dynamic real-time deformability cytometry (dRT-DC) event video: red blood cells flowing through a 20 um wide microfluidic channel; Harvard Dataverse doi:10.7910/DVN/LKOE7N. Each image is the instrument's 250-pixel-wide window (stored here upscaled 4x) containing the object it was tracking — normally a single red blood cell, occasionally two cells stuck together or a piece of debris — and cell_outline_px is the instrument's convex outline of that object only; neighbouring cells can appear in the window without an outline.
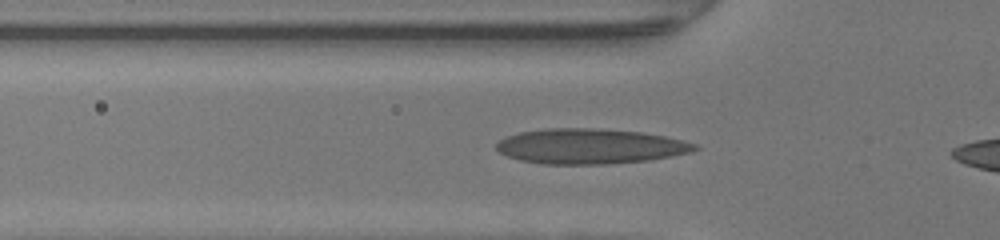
{"species": "human", "species_latin": "Homo sapiens", "temperature_condition": "warm", "stored_images_in_passage": 28, "camera_frame_rate_fps": 3000, "um_per_image_px": 0.085, "donor": {"sex": "female"}, "frame": {"image": 1, "passage_image": 3, "time_ms": 0.667, "image_size_px": [1000, 240], "cell_outline_px": [[700, 148], [692, 152], [672, 156], [648, 160], [608, 164], [540, 164], [520, 160], [508, 156], [500, 152], [496, 148], [496, 144], [504, 136], [520, 132], [548, 128], [600, 128], [640, 132], [664, 136], [696, 144]], "centroid_in_image_um": [50.14, 12.43], "position_along_channel_um": 75.7, "area_um2": 40.69}}
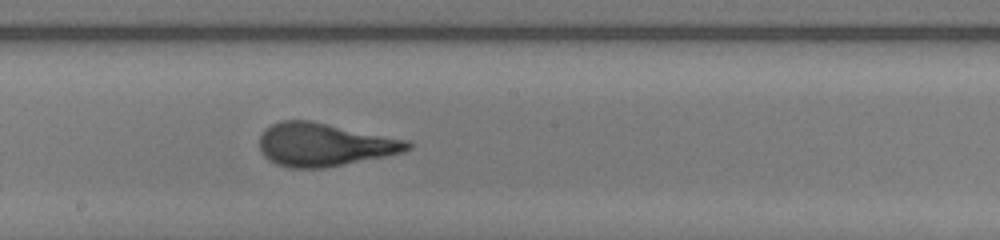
{"frame": {"image": 2, "passage_image": 13, "time_ms": 4.0, "image_size_px": [1000, 240], "cell_outline_px": [[412, 148], [404, 152], [324, 168], [288, 168], [276, 164], [268, 160], [260, 152], [260, 136], [264, 128], [280, 120], [312, 120], [412, 140]], "centroid_in_image_um": [27.58, 12.28], "position_along_channel_um": 220.6, "area_um2": 37.8}}
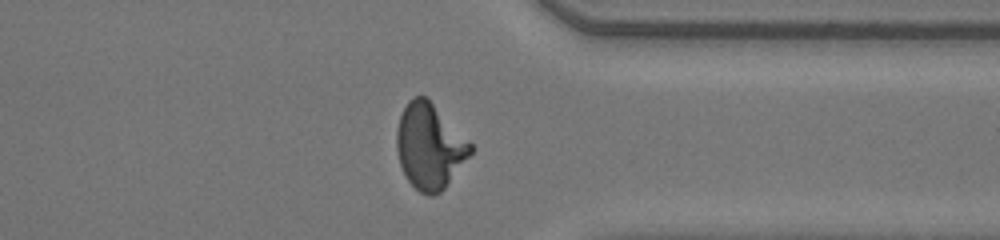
{"frame": {"image": 3, "passage_image": 24, "time_ms": 7.667, "image_size_px": [1000, 240], "cell_outline_px": [[472, 152], [444, 188], [440, 192], [432, 196], [428, 196], [420, 192], [408, 180], [400, 164], [396, 148], [396, 128], [400, 116], [408, 100], [412, 96], [424, 96], [472, 144]], "centroid_in_image_um": [36.48, 12.45], "position_along_channel_um": 374.9, "area_um2": 36.01}, "authors_computed_cell_mechanics": {"area_um2": 37.0498, "velocity_mm_per_s": 4.3498, "shape_relaxation_time_tau1_ms": 7.0044, "shape_relaxation_time_tau2_ms": null, "deformation_change_tau1": 0.3306, "deformation_change_tau2": null}}